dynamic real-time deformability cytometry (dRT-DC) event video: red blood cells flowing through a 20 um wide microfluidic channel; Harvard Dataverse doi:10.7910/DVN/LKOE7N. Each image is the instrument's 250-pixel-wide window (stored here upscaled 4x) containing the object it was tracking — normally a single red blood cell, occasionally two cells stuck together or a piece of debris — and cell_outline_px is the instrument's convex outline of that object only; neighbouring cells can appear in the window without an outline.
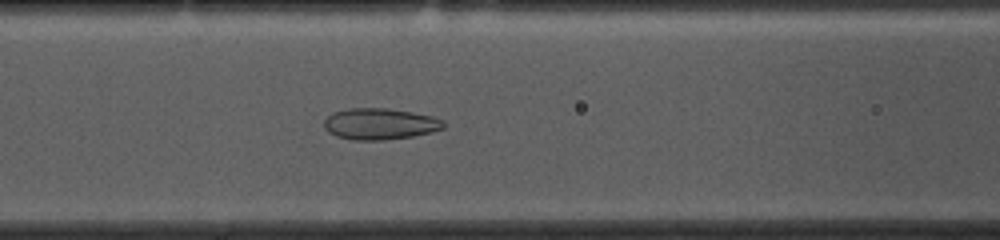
{"species": "common noctule bat (a hibernating species)", "species_latin": "Nyctalus noctula", "temperature_condition": "cold", "stored_images_in_passage": 44, "camera_frame_rate_fps": 3000, "um_per_image_px": 0.085, "animal": {"sex": "female", "body_mass_g": 10.0, "forearm_length_mm": 53.1}, "frame": {"image": 1, "passage_image": 12, "time_ms": 3.667, "image_size_px": [1000, 240], "cell_outline_px": [[444, 128], [432, 132], [412, 136], [384, 140], [352, 140], [336, 136], [328, 132], [324, 128], [324, 120], [332, 112], [348, 108], [388, 108], [412, 112], [432, 116], [444, 120]], "centroid_in_image_um": [32.27, 10.53], "position_along_channel_um": 134.3, "area_um2": 21.96}}
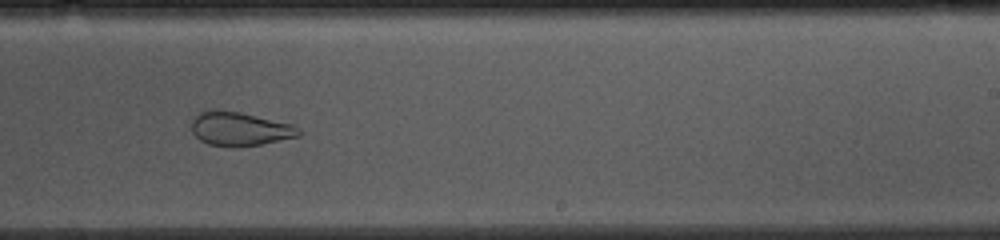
{"frame": {"image": 2, "passage_image": 23, "time_ms": 7.333, "image_size_px": [1000, 240], "cell_outline_px": [[300, 136], [260, 144], [208, 144], [200, 140], [192, 132], [192, 116], [200, 112], [216, 108], [240, 112], [292, 124], [300, 128]], "centroid_in_image_um": [20.36, 10.89], "position_along_channel_um": 268.6, "area_um2": 20.63}}
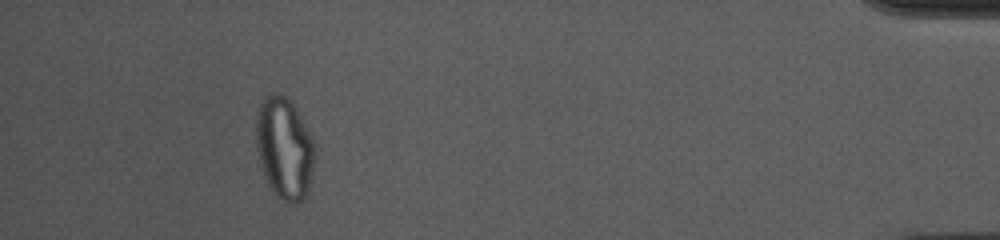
{"frame": {"image": 3, "passage_image": 40, "time_ms": 13.0, "image_size_px": [1000, 240], "cell_outline_px": [[316, 156], [308, 188], [304, 196], [296, 204], [292, 204], [280, 200], [272, 192], [268, 184], [260, 164], [256, 148], [256, 116], [260, 104], [264, 96], [272, 92], [276, 92], [284, 96], [292, 104], [312, 140]], "centroid_in_image_um": [24.14, 12.62], "position_along_channel_um": 411.1, "area_um2": 34.51}, "authors_computed_cell_mechanics": {"area_um2": 24.565, "velocity_mm_per_s": 3.6671, "shape_relaxation_time_tau1_ms": null, "shape_relaxation_time_tau2_ms": 1.4759, "deformation_change_tau1": null, "deformation_change_tau2": 0.0715}}